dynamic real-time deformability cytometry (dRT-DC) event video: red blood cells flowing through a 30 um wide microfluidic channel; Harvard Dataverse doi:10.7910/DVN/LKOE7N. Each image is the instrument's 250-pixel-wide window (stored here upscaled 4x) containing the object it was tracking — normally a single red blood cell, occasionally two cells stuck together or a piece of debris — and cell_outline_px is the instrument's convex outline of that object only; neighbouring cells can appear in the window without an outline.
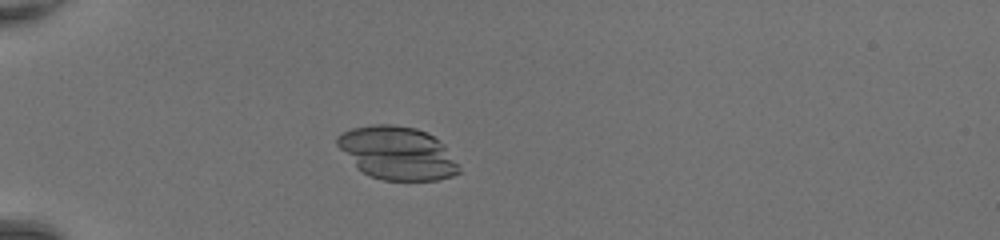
{"species": "common noctule bat (a hibernating species)", "species_latin": "Nyctalus noctula", "temperature_condition": "room temperature", "stored_images_in_passage": 47, "camera_frame_rate_fps": 3000, "um_per_image_px": 0.085, "animal": {"sex": "female", "body_mass_g": 20.0, "forearm_length_mm": 54.0}, "frame": {"image": 1, "passage_image": 14, "time_ms": 4.333, "image_size_px": [1000, 240], "cell_outline_px": [[460, 172], [452, 176], [436, 180], [384, 180], [372, 176], [364, 172], [336, 144], [336, 136], [352, 128], [372, 124], [392, 124], [416, 128], [432, 136], [444, 144], [460, 168]], "centroid_in_image_um": [33.79, 13.0], "position_along_channel_um": 51.2, "area_um2": 37.05}}
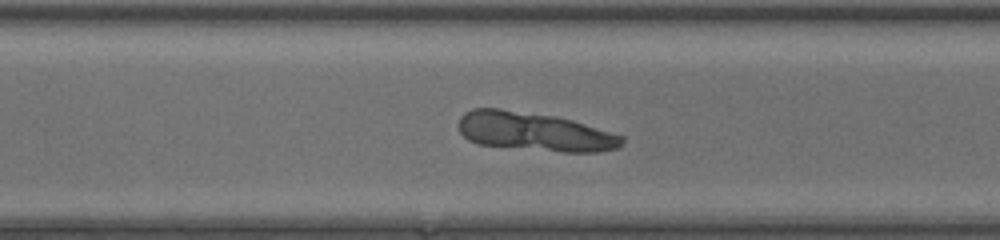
{"frame": {"image": 2, "passage_image": 35, "time_ms": 11.333, "image_size_px": [1000, 240], "cell_outline_px": [[624, 140], [620, 148], [600, 152], [564, 152], [480, 144], [468, 140], [460, 132], [460, 116], [464, 112], [472, 108], [500, 108], [556, 116], [572, 120], [624, 136]], "centroid_in_image_um": [45.45, 11.18], "position_along_channel_um": 325.1, "area_um2": 36.82}}
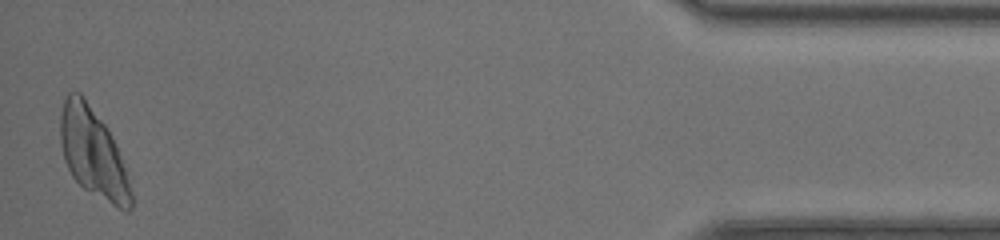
{"frame": {"image": 3, "passage_image": 47, "time_ms": 15.333, "image_size_px": [1000, 240], "cell_outline_px": [[132, 208], [128, 212], [112, 204], [84, 188], [72, 176], [64, 160], [60, 144], [60, 112], [64, 100], [68, 92], [80, 92], [84, 96], [104, 124], [120, 156], [132, 192]], "centroid_in_image_um": [7.86, 12.98], "position_along_channel_um": 427.3, "area_um2": 35.95}}